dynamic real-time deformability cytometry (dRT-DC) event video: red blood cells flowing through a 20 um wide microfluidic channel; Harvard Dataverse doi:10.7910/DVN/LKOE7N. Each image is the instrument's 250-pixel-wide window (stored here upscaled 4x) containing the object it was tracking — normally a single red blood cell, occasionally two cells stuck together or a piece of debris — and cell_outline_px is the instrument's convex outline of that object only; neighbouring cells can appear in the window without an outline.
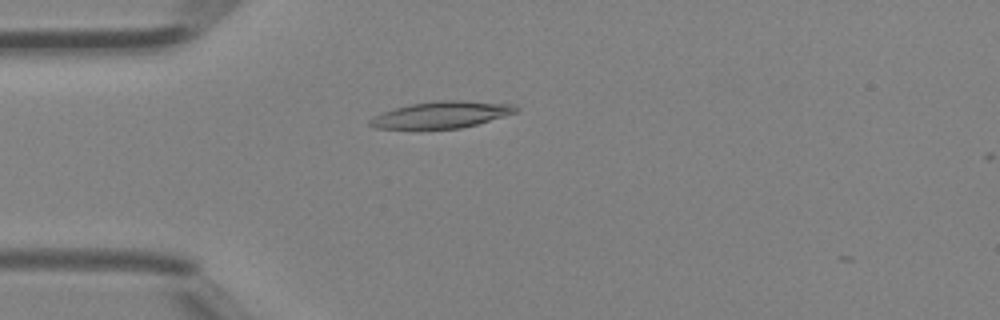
{"species": "Egyptian fruit bat (a non-hibernating species)", "species_latin": "Rousettus aegyptiacus", "temperature_condition": "room temperature", "stored_images_in_passage": 3, "camera_frame_rate_fps": 3000, "um_per_image_px": 0.085, "animal": {"sex": "female"}, "frame": {"image": 1, "passage_image": 2, "time_ms": 0.333, "image_size_px": [1000, 320], "cell_outline_px": [[520, 108], [516, 112], [476, 124], [460, 128], [376, 128], [368, 124], [368, 120], [372, 116], [396, 108], [412, 104], [436, 100], [460, 100], [516, 104]], "centroid_in_image_um": [37.55, 9.73], "position_along_channel_um": 47.5, "area_um2": 22.37}}